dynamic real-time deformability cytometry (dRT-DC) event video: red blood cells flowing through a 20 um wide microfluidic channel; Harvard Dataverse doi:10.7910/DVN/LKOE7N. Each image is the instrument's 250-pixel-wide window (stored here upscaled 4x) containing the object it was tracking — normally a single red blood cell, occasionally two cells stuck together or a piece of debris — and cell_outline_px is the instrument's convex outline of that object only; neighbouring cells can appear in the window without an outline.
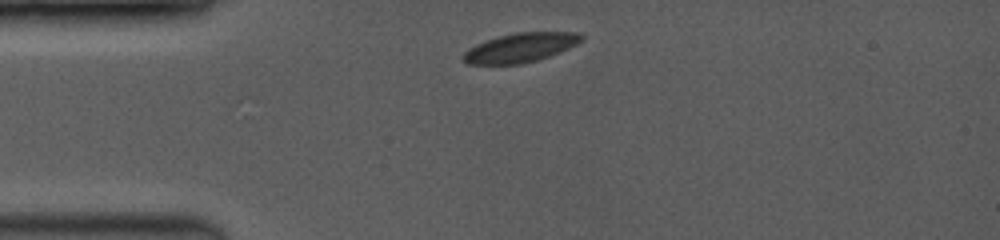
{"species": "common noctule bat (a hibernating species)", "species_latin": "Nyctalus noctula", "temperature_condition": "room temperature", "stored_images_in_passage": 2, "camera_frame_rate_fps": 3500, "um_per_image_px": 0.085, "animal": {"sex": "female", "body_mass_g": 19.0, "forearm_length_mm": 53.3}, "frame": {"image": 1, "passage_image": 2, "time_ms": 0.286, "image_size_px": [1000, 240], "cell_outline_px": [[584, 36], [576, 44], [568, 48], [548, 56], [536, 60], [520, 64], [468, 64], [464, 60], [464, 52], [468, 48], [476, 44], [500, 36], [516, 32], [572, 32]], "centroid_in_image_um": [44.21, 4.05], "position_along_channel_um": 40.8, "area_um2": 19.65}}